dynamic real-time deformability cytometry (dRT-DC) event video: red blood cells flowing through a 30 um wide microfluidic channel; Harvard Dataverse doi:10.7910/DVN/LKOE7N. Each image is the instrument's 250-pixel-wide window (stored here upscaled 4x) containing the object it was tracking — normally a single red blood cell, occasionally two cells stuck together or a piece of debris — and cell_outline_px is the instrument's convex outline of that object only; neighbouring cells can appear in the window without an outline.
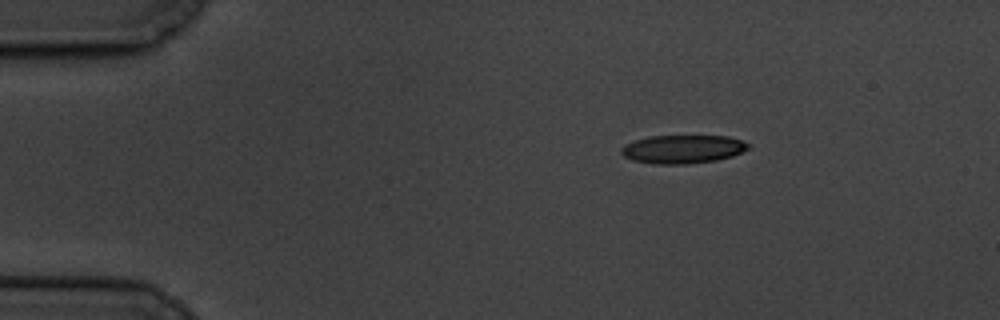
{"species": "common noctule bat (a hibernating species)", "species_latin": "Nyctalus noctula", "temperature_condition": "cold", "stored_images_in_passage": 4, "camera_frame_rate_fps": 3000, "um_per_image_px": 0.085, "animal": {"sex": "male", "body_mass_g": 19.5, "forearm_length_mm": 54.6}, "frame": {"image": 1, "passage_image": 1, "time_ms": 0.0, "image_size_px": [1000, 320], "cell_outline_px": [[748, 148], [732, 156], [716, 160], [688, 164], [652, 164], [632, 160], [624, 156], [620, 152], [620, 148], [624, 144], [636, 140], [652, 136], [728, 136], [744, 140], [748, 144]], "centroid_in_image_um": [58.01, 12.68], "position_along_channel_um": 27.0, "area_um2": 21.04}}
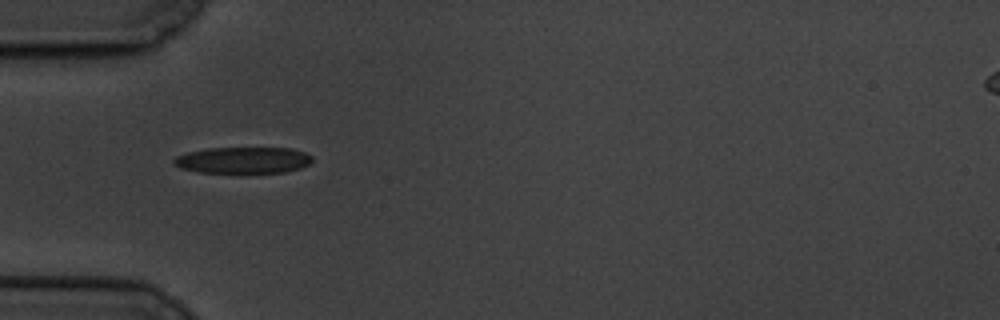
{"frame": {"image": 2, "passage_image": 3, "time_ms": 3.0, "image_size_px": [1000, 320], "cell_outline_px": [[312, 160], [308, 164], [300, 168], [284, 172], [196, 172], [180, 168], [172, 164], [172, 160], [176, 156], [188, 152], [208, 148], [292, 148], [304, 152], [312, 156]], "centroid_in_image_um": [20.63, 13.61], "position_along_channel_um": 64.4, "area_um2": 21.21}}
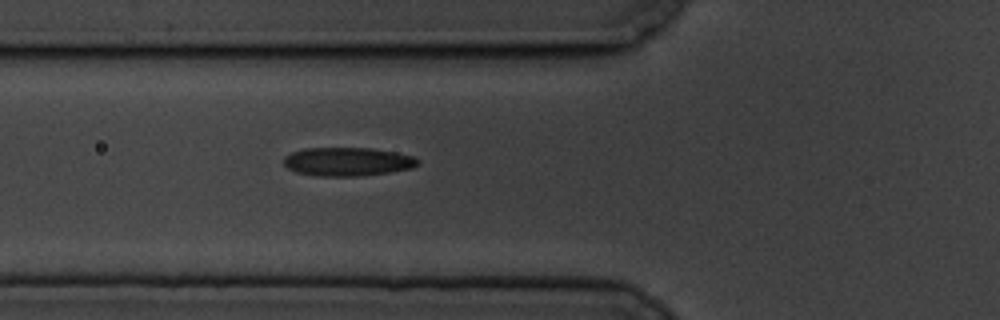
{"frame": {"image": 3, "passage_image": 4, "time_ms": 4.0, "image_size_px": [1000, 320], "cell_outline_px": [[420, 164], [412, 168], [388, 172], [356, 176], [320, 176], [296, 172], [288, 168], [284, 164], [284, 156], [292, 152], [304, 148], [372, 148], [396, 152], [412, 156], [420, 160]], "centroid_in_image_um": [29.55, 13.73], "position_along_channel_um": 96.3, "area_um2": 22.31}}